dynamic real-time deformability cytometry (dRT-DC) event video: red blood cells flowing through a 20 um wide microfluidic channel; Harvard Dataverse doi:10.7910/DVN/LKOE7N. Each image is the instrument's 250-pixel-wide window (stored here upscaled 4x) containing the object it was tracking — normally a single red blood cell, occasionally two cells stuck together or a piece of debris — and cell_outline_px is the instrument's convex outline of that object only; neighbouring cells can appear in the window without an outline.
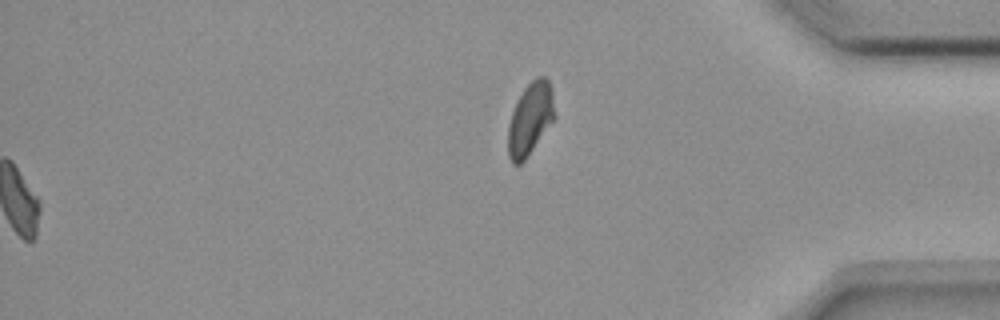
{"species": "common noctule bat (a hibernating species)", "species_latin": "Nyctalus noctula", "temperature_condition": "room temperature", "stored_images_in_passage": 56, "segment_of_instrument_passage": [2, 2], "camera_frame_rate_fps": 3000, "um_per_image_px": 0.085, "animal": {"sex": "female", "body_mass_g": 18.4}, "frame": {"image": 1, "passage_image": 56, "time_ms": 18.333, "image_size_px": [1000, 320], "cell_outline_px": [[556, 116], [528, 156], [520, 164], [512, 164], [508, 156], [508, 128], [512, 112], [524, 88], [536, 76], [544, 76], [548, 80], [552, 88]], "centroid_in_image_um": [45.08, 10.1], "position_along_channel_um": 390.1, "area_um2": 19.59}}